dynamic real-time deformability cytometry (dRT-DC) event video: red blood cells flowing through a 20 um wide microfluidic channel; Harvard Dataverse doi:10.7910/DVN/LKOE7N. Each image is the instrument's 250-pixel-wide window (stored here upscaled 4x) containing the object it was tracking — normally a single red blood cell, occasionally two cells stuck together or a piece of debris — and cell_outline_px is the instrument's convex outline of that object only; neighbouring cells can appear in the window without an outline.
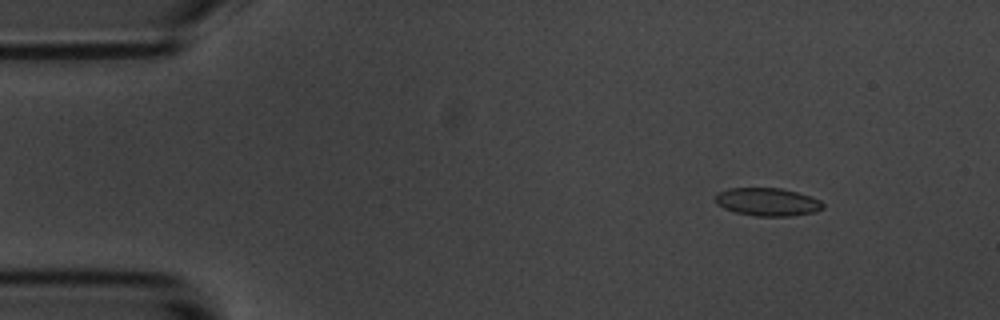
{"species": "common noctule bat (a hibernating species)", "species_latin": "Nyctalus noctula", "temperature_condition": "room temperature", "stored_images_in_passage": 55, "camera_frame_rate_fps": 3000, "um_per_image_px": 0.085, "animal": {"sex": "male", "body_mass_g": 20.1, "forearm_length_mm": 53.5}, "frame": {"image": 1, "passage_image": 6, "time_ms": 1.667, "image_size_px": [1000, 320], "cell_outline_px": [[824, 208], [812, 212], [792, 216], [756, 216], [736, 212], [724, 208], [716, 204], [716, 196], [720, 192], [728, 188], [780, 188], [796, 192], [820, 200], [824, 204]], "centroid_in_image_um": [65.23, 17.16], "position_along_channel_um": 19.8, "area_um2": 17.34}}
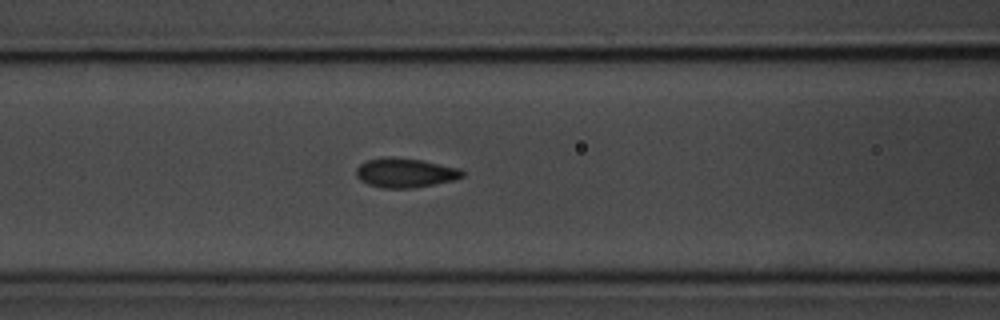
{"frame": {"image": 2, "passage_image": 22, "time_ms": 7.0, "image_size_px": [1000, 320], "cell_outline_px": [[464, 176], [452, 180], [412, 188], [380, 188], [368, 184], [360, 180], [356, 176], [356, 168], [360, 164], [368, 160], [420, 160], [460, 168], [464, 172]], "centroid_in_image_um": [34.46, 14.74], "position_along_channel_um": 132.1, "area_um2": 17.28}}
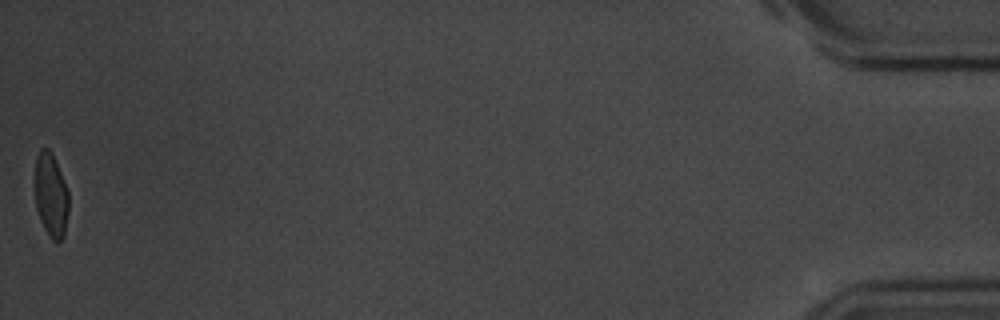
{"frame": {"image": 3, "passage_image": 55, "time_ms": 18.0, "image_size_px": [1000, 320], "cell_outline_px": [[68, 212], [64, 236], [56, 244], [48, 236], [40, 220], [36, 208], [36, 156], [40, 148], [48, 148], [52, 152], [68, 192]], "centroid_in_image_um": [4.33, 16.62], "position_along_channel_um": 430.9, "area_um2": 16.42}, "authors_computed_cell_mechanics": {"area_um2": 17.5712, "velocity_mm_per_s": 3.6125, "shape_relaxation_time_tau1_ms": 3.8081, "shape_relaxation_time_tau2_ms": 1.3055, "deformation_change_tau1": 0.141, "deformation_change_tau2": 0.0592}}